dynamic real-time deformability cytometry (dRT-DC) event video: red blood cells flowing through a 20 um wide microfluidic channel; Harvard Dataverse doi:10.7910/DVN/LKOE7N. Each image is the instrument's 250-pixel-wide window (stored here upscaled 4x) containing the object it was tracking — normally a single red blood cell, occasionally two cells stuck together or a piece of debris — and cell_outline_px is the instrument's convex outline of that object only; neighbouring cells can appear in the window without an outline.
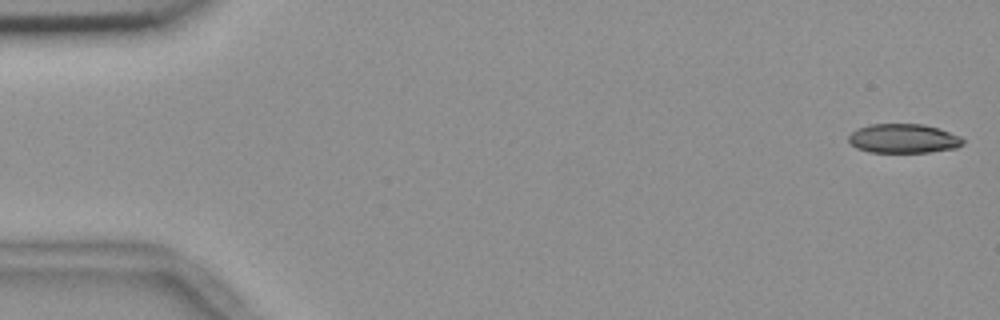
{"species": "common noctule bat (a hibernating species)", "species_latin": "Nyctalus noctula", "temperature_condition": "room temperature", "stored_images_in_passage": 51, "camera_frame_rate_fps": 3000, "um_per_image_px": 0.085, "animal": {"sex": "female", "body_mass_g": 18.4}, "frame": {"image": 1, "passage_image": 1, "time_ms": 0.0, "image_size_px": [1000, 320], "cell_outline_px": [[964, 144], [956, 148], [928, 152], [868, 152], [856, 148], [848, 140], [848, 136], [856, 128], [868, 124], [924, 124], [960, 136], [964, 140]], "centroid_in_image_um": [76.76, 11.77], "position_along_channel_um": 8.2, "area_um2": 19.48}}
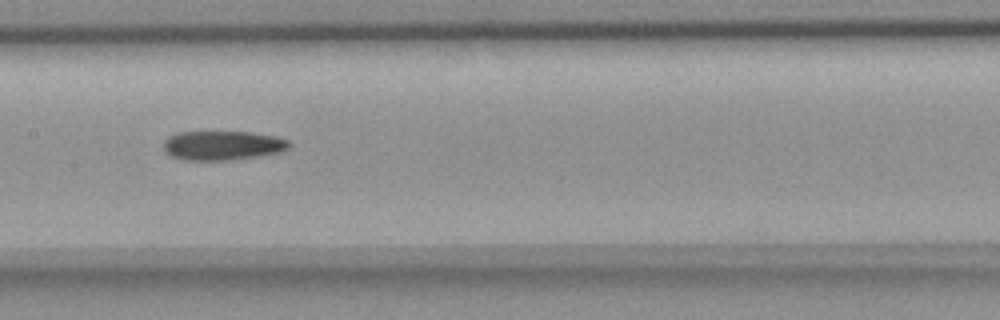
{"frame": {"image": 2, "passage_image": 27, "time_ms": 8.667, "image_size_px": [1000, 320], "cell_outline_px": [[292, 144], [288, 148], [280, 152], [232, 160], [184, 160], [172, 156], [164, 152], [164, 140], [168, 136], [180, 132], [248, 132], [276, 136], [288, 140]], "centroid_in_image_um": [18.91, 12.36], "position_along_channel_um": 188.5, "area_um2": 21.44}}
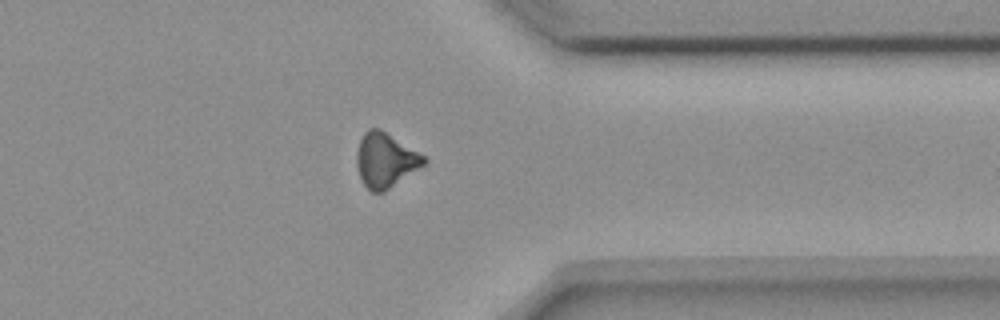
{"frame": {"image": 3, "passage_image": 43, "time_ms": 14.0, "image_size_px": [1000, 320], "cell_outline_px": [[428, 160], [424, 164], [384, 192], [372, 192], [364, 184], [360, 176], [356, 164], [356, 152], [360, 140], [364, 132], [368, 128], [376, 128], [384, 132], [424, 156]], "centroid_in_image_um": [32.72, 13.63], "position_along_channel_um": 378.7, "area_um2": 20.75}}